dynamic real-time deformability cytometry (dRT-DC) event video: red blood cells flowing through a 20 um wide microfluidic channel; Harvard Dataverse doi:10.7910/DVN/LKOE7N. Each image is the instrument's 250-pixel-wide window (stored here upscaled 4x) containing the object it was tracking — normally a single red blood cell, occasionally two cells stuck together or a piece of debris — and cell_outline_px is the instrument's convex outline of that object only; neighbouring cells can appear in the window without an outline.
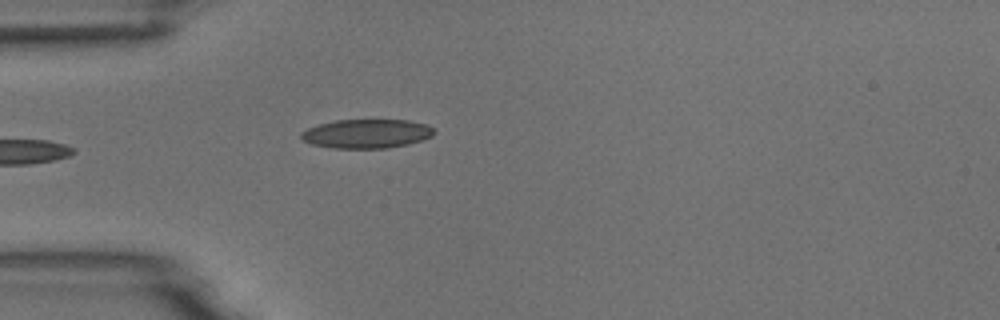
{"species": "common noctule bat (a hibernating species)", "species_latin": "Nyctalus noctula", "temperature_condition": "room temperature", "stored_images_in_passage": 5, "camera_frame_rate_fps": 3000, "um_per_image_px": 0.085, "animal": {"sex": "male", "body_mass_g": 18.8}, "frame": {"image": 1, "passage_image": 5, "time_ms": 5.333, "image_size_px": [1000, 320], "cell_outline_px": [[436, 132], [432, 136], [408, 144], [388, 148], [332, 148], [312, 144], [304, 140], [300, 136], [300, 132], [308, 128], [320, 124], [336, 120], [408, 120], [428, 124]], "centroid_in_image_um": [31.18, 11.36], "position_along_channel_um": 53.8, "area_um2": 22.43}}